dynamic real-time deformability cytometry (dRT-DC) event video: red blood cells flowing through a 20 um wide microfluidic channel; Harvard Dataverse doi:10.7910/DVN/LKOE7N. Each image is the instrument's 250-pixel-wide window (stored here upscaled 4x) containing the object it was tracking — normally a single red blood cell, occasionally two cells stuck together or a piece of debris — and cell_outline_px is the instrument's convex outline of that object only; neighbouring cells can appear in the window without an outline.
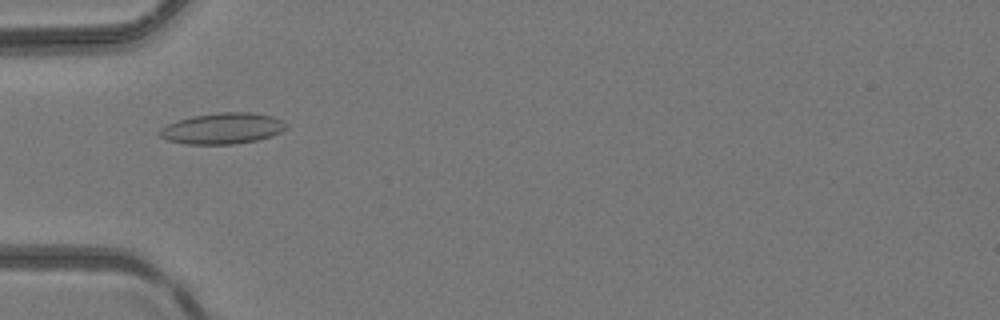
{"species": "common noctule bat (a hibernating species)", "species_latin": "Nyctalus noctula", "temperature_condition": "room temperature", "stored_images_in_passage": 3, "camera_frame_rate_fps": 3000, "um_per_image_px": 0.085, "animal": {"sex": "female", "body_mass_g": 24.6, "forearm_length_mm": 56.2}, "frame": {"image": 1, "passage_image": 2, "time_ms": 1.0, "image_size_px": [1000, 320], "cell_outline_px": [[288, 128], [272, 136], [256, 140], [236, 144], [184, 144], [168, 140], [160, 136], [156, 132], [160, 128], [168, 124], [192, 116], [220, 112], [252, 112], [272, 116], [284, 120], [288, 124]], "centroid_in_image_um": [18.94, 10.91], "position_along_channel_um": 66.1, "area_um2": 23.06}}
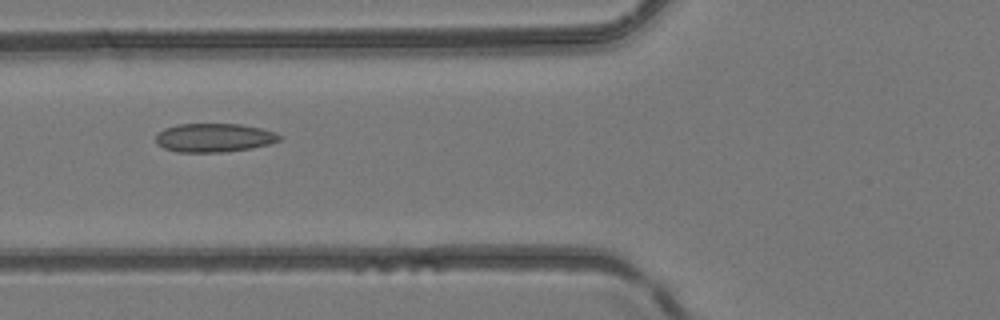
{"frame": {"image": 2, "passage_image": 3, "time_ms": 2.0, "image_size_px": [1000, 320], "cell_outline_px": [[284, 136], [280, 140], [268, 144], [252, 148], [224, 152], [176, 152], [164, 148], [156, 144], [156, 136], [164, 128], [176, 124], [240, 124], [260, 128], [276, 132]], "centroid_in_image_um": [18.21, 11.7], "position_along_channel_um": 107.6, "area_um2": 20.81}}